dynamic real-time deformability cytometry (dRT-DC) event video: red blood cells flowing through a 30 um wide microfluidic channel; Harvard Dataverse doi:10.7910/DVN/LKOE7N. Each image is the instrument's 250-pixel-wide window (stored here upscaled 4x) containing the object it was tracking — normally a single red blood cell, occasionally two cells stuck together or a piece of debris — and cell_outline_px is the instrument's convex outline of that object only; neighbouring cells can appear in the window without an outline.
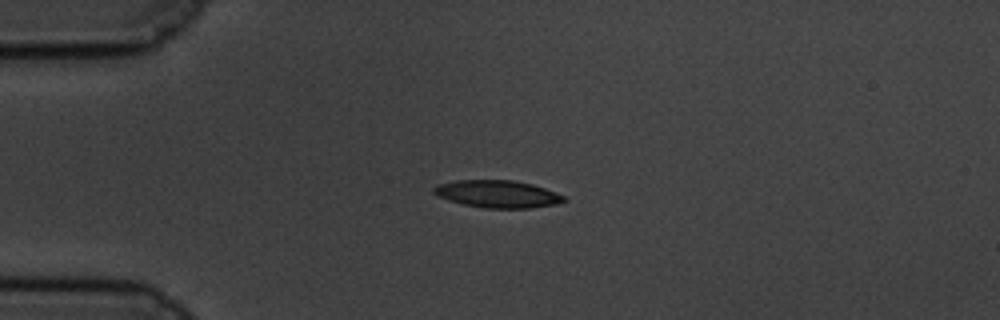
{"species": "common noctule bat (a hibernating species)", "species_latin": "Nyctalus noctula", "temperature_condition": "cold", "stored_images_in_passage": 45, "camera_frame_rate_fps": 3000, "um_per_image_px": 0.085, "animal": {"sex": "male", "body_mass_g": 19.5, "forearm_length_mm": 54.6}, "frame": {"image": 1, "passage_image": 1, "time_ms": 0.0, "image_size_px": [1000, 320], "cell_outline_px": [[568, 200], [556, 204], [532, 208], [484, 208], [464, 204], [448, 200], [436, 196], [432, 192], [432, 188], [436, 184], [456, 180], [512, 180], [532, 184], [556, 192], [564, 196]], "centroid_in_image_um": [42.26, 16.49], "position_along_channel_um": 42.7, "area_um2": 20.92}}
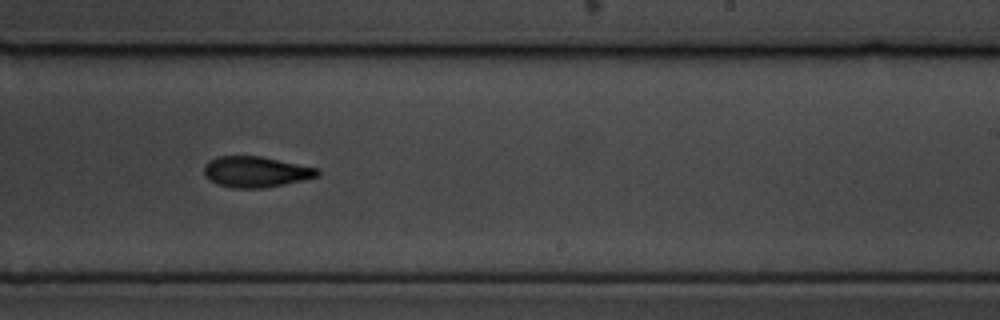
{"frame": {"image": 2, "passage_image": 23, "time_ms": 7.333, "image_size_px": [1000, 320], "cell_outline_px": [[320, 176], [304, 180], [284, 184], [260, 188], [232, 188], [216, 184], [204, 176], [204, 164], [208, 160], [216, 156], [260, 156], [320, 168]], "centroid_in_image_um": [21.74, 14.6], "position_along_channel_um": 267.3, "area_um2": 20.63}}
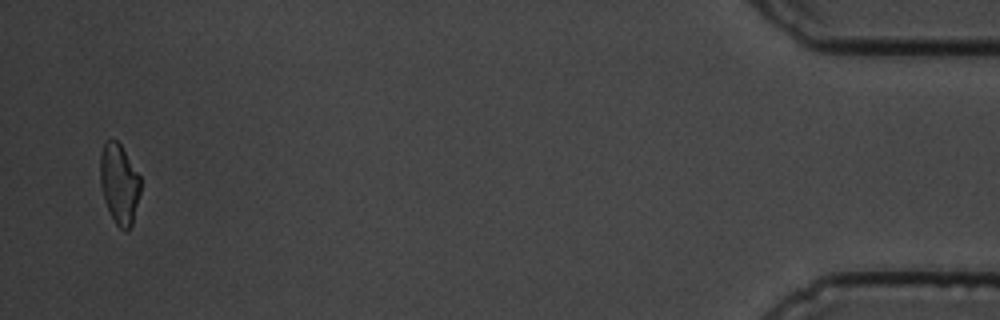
{"frame": {"image": 3, "passage_image": 44, "time_ms": 14.333, "image_size_px": [1000, 320], "cell_outline_px": [[140, 192], [132, 224], [128, 232], [124, 232], [116, 224], [104, 200], [100, 184], [100, 152], [104, 140], [116, 140], [120, 144], [140, 176]], "centroid_in_image_um": [10.12, 15.62], "position_along_channel_um": 425.1, "area_um2": 18.84}, "authors_computed_cell_mechanics": {"area_um2": 20.6346, "velocity_mm_per_s": 3.4062, "shape_relaxation_time_tau1_ms": 4.3283, "shape_relaxation_time_tau2_ms": 3.998, "deformation_change_tau1": 0.1645, "deformation_change_tau2": 0.1061}}